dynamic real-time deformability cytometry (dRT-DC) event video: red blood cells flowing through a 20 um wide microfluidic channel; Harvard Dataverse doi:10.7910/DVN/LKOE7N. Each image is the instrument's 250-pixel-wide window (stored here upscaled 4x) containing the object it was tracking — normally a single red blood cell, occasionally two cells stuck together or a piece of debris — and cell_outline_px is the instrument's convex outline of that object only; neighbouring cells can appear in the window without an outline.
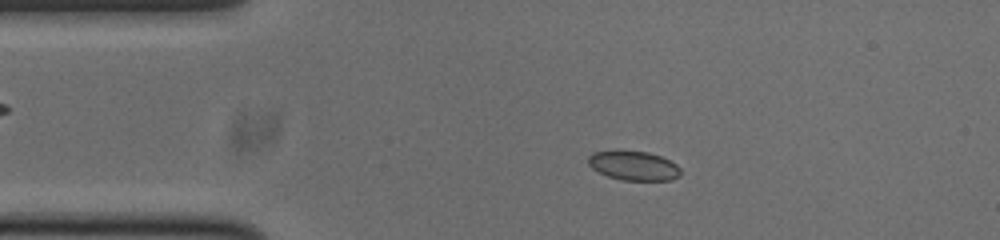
{"species": "common noctule bat (a hibernating species)", "species_latin": "Nyctalus noctula", "temperature_condition": "cold", "stored_images_in_passage": 38, "camera_frame_rate_fps": 3000, "um_per_image_px": 0.085, "animal": {"sex": "male", "body_mass_g": 20.0, "forearm_length_mm": 53.3}, "frame": {"image": 1, "passage_image": 10, "time_ms": 3.0, "image_size_px": [1000, 240], "cell_outline_px": [[680, 176], [672, 180], [620, 180], [608, 176], [592, 168], [588, 164], [588, 156], [592, 152], [612, 148], [620, 148], [648, 152], [660, 156], [676, 164], [680, 168]], "centroid_in_image_um": [53.8, 14.03], "position_along_channel_um": 31.2, "area_um2": 16.36}}
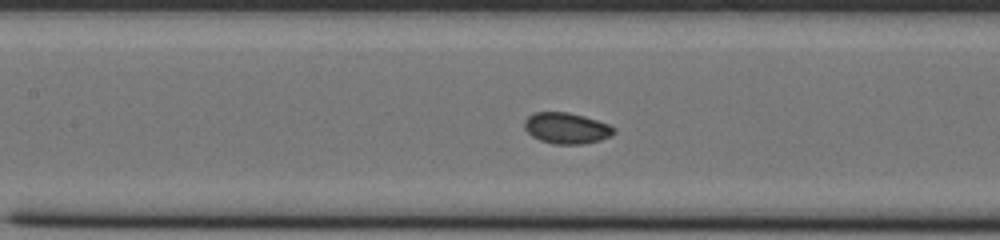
{"frame": {"image": 2, "passage_image": 23, "time_ms": 7.333, "image_size_px": [1000, 240], "cell_outline_px": [[616, 132], [612, 136], [600, 140], [584, 144], [552, 144], [540, 140], [532, 136], [524, 128], [524, 120], [528, 116], [536, 112], [568, 112], [584, 116], [608, 124], [616, 128]], "centroid_in_image_um": [48.17, 10.9], "position_along_channel_um": 159.2, "area_um2": 16.3}}
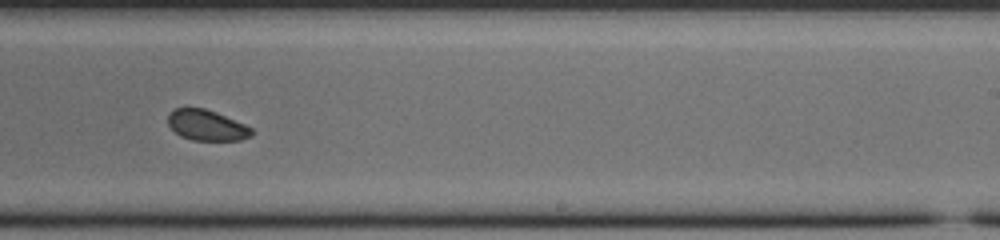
{"frame": {"image": 3, "passage_image": 32, "time_ms": 10.333, "image_size_px": [1000, 240], "cell_outline_px": [[256, 132], [252, 136], [240, 140], [192, 140], [180, 136], [168, 124], [168, 112], [176, 108], [204, 108], [216, 112], [244, 124], [252, 128]], "centroid_in_image_um": [17.59, 10.65], "position_along_channel_um": 271.4, "area_um2": 14.97}}